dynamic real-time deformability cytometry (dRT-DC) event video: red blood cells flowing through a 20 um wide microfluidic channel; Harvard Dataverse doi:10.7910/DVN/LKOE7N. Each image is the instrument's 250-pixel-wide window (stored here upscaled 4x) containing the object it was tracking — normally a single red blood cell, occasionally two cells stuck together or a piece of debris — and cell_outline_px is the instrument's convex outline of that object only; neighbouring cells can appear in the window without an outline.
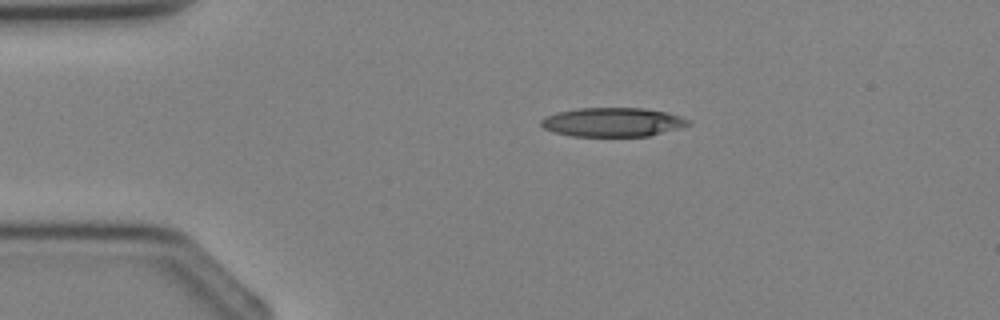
{"species": "Egyptian fruit bat (a non-hibernating species)", "species_latin": "Rousettus aegyptiacus", "temperature_condition": "cold", "stored_images_in_passage": 2, "camera_frame_rate_fps": 3000, "um_per_image_px": 0.085, "animal": {"sex": "female"}, "frame": {"image": 1, "passage_image": 1, "time_ms": 0.0, "image_size_px": [1000, 320], "cell_outline_px": [[692, 124], [648, 136], [572, 136], [552, 132], [544, 128], [540, 124], [540, 120], [544, 116], [556, 112], [580, 108], [644, 108], [668, 112], [692, 120]], "centroid_in_image_um": [52.06, 10.37], "position_along_channel_um": 32.9, "area_um2": 25.03}}